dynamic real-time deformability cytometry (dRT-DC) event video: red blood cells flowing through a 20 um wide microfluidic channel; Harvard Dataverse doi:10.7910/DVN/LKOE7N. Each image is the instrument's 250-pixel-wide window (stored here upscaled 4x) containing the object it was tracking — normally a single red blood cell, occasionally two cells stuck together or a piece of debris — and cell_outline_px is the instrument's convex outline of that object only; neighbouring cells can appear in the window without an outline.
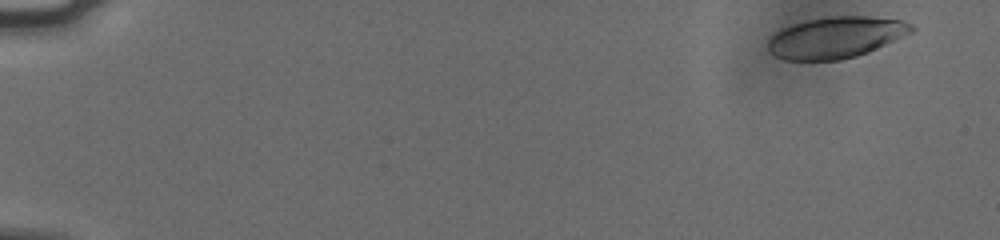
{"species": "human", "species_latin": "Homo sapiens", "temperature_condition": "cold", "stored_images_in_passage": 48, "camera_frame_rate_fps": 3000, "um_per_image_px": 0.085, "donor": {"sex": "male"}, "frame": {"image": 1, "passage_image": 1, "time_ms": 0.0, "image_size_px": [1000, 240], "cell_outline_px": [[916, 28], [912, 32], [868, 52], [856, 56], [840, 60], [784, 60], [768, 52], [768, 40], [780, 28], [808, 20], [836, 16], [868, 16], [900, 20], [912, 24]], "centroid_in_image_um": [71.03, 3.19], "position_along_channel_um": 14.0, "area_um2": 34.39}}
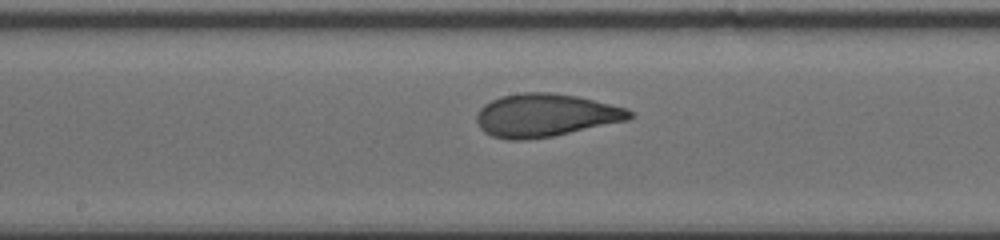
{"frame": {"image": 2, "passage_image": 25, "time_ms": 8.0, "image_size_px": [1000, 240], "cell_outline_px": [[636, 116], [628, 120], [552, 136], [524, 140], [508, 140], [492, 136], [484, 132], [480, 128], [476, 120], [476, 116], [480, 108], [484, 104], [500, 96], [524, 92], [548, 92], [576, 96], [628, 108]], "centroid_in_image_um": [46.35, 9.8], "position_along_channel_um": 201.8, "area_um2": 38.32}}
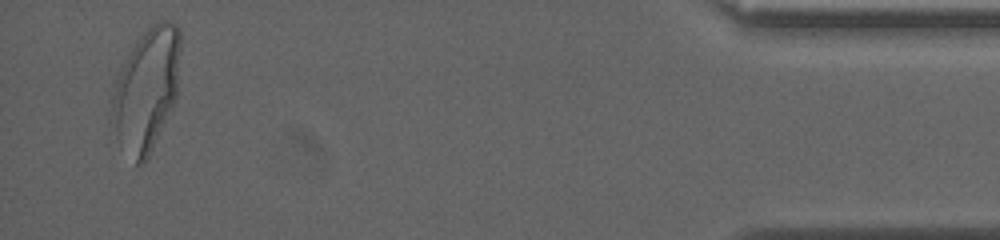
{"frame": {"image": 3, "passage_image": 47, "time_ms": 15.333, "image_size_px": [1000, 240], "cell_outline_px": [[180, 52], [176, 96], [152, 148], [148, 156], [140, 164], [136, 164], [116, 136], [108, 120], [112, 96], [116, 80], [136, 40], [156, 20], [172, 20], [180, 28]], "centroid_in_image_um": [12.43, 7.55], "position_along_channel_um": 422.8, "area_um2": 48.38}, "authors_computed_cell_mechanics": {"area_um2": 37.5411, "velocity_mm_per_s": 3.7591, "shape_relaxation_time_tau1_ms": 4.202, "shape_relaxation_time_tau2_ms": 0.6831, "deformation_change_tau1": 0.1627, "deformation_change_tau2": 0.0711}}